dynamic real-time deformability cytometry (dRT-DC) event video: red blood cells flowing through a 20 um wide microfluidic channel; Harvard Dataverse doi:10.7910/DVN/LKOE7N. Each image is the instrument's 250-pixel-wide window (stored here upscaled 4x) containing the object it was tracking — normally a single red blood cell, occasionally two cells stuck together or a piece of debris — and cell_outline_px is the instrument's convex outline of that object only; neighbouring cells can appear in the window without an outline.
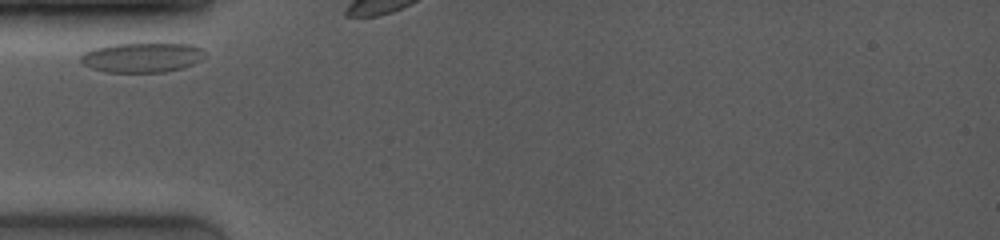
{"species": "common noctule bat (a hibernating species)", "species_latin": "Nyctalus noctula", "temperature_condition": "room temperature", "stored_images_in_passage": 3, "camera_frame_rate_fps": 4000, "um_per_image_px": 0.085, "animal": {"sex": "female", "body_mass_g": 19.0, "forearm_length_mm": 53.3}, "frame": {"image": 1, "passage_image": 1, "time_ms": 0.0, "image_size_px": [1000, 240], "cell_outline_px": [[204, 56], [200, 60], [184, 68], [164, 72], [108, 72], [92, 68], [84, 64], [80, 60], [80, 56], [84, 52], [92, 48], [112, 44], [192, 44], [204, 48]], "centroid_in_image_um": [12.08, 4.88], "position_along_channel_um": 72.9, "area_um2": 21.5}}